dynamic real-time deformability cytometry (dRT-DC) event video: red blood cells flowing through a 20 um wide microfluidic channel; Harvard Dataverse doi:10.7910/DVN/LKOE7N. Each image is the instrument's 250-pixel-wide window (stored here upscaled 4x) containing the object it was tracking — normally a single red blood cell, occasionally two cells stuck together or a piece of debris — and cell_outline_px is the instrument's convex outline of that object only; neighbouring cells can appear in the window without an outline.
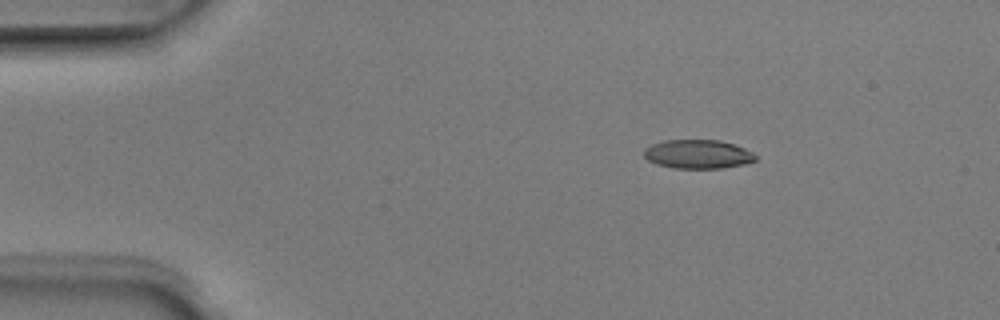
{"species": "Egyptian fruit bat (a non-hibernating species)", "species_latin": "Rousettus aegyptiacus", "temperature_condition": "room temperature", "stored_images_in_passage": 4, "camera_frame_rate_fps": 3000, "um_per_image_px": 0.085, "animal": {"sex": "male"}, "frame": {"image": 1, "passage_image": 2, "time_ms": 0.333, "image_size_px": [1000, 320], "cell_outline_px": [[756, 160], [744, 164], [720, 168], [672, 168], [656, 164], [648, 160], [644, 156], [644, 148], [652, 144], [664, 140], [720, 140], [744, 148], [752, 152], [756, 156]], "centroid_in_image_um": [59.29, 13.1], "position_along_channel_um": 25.7, "area_um2": 18.73}}